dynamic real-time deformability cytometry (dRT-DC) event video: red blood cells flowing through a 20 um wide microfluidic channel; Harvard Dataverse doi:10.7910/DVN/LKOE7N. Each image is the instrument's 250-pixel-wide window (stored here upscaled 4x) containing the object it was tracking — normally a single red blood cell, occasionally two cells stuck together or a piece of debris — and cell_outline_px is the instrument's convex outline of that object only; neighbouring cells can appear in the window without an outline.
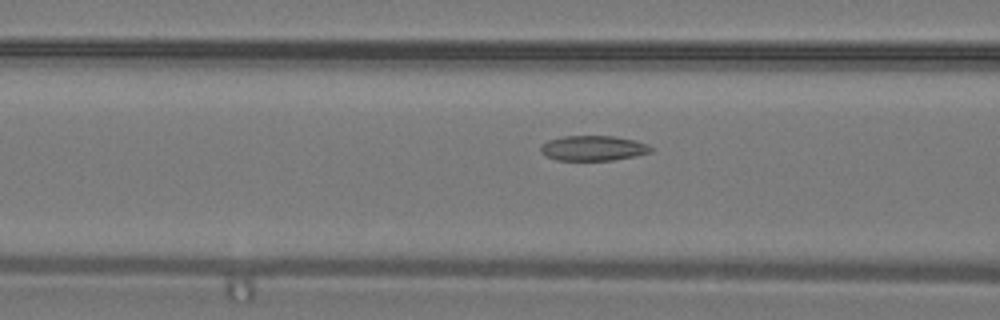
{"species": "common noctule bat (a hibernating species)", "species_latin": "Nyctalus noctula", "temperature_condition": "warm", "stored_images_in_passage": 25, "camera_frame_rate_fps": 3000, "um_per_image_px": 0.085, "animal": {"sex": "male", "body_mass_g": 19.2, "forearm_length_mm": 51.8}, "frame": {"image": 1, "passage_image": 11, "time_ms": 3.333, "image_size_px": [1000, 320], "cell_outline_px": [[652, 152], [636, 156], [612, 160], [556, 160], [544, 156], [540, 152], [540, 144], [548, 140], [564, 136], [612, 136], [636, 140], [652, 148]], "centroid_in_image_um": [50.37, 12.6], "position_along_channel_um": 116.2, "area_um2": 16.18}}
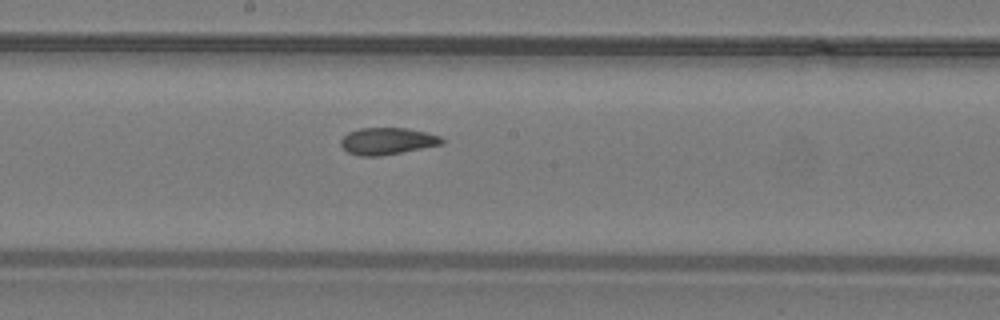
{"frame": {"image": 2, "passage_image": 18, "time_ms": 5.667, "image_size_px": [1000, 320], "cell_outline_px": [[444, 144], [380, 156], [360, 156], [348, 152], [340, 144], [340, 140], [348, 132], [360, 128], [408, 128], [440, 136], [444, 140]], "centroid_in_image_um": [32.91, 11.99], "position_along_channel_um": 215.3, "area_um2": 15.78}}
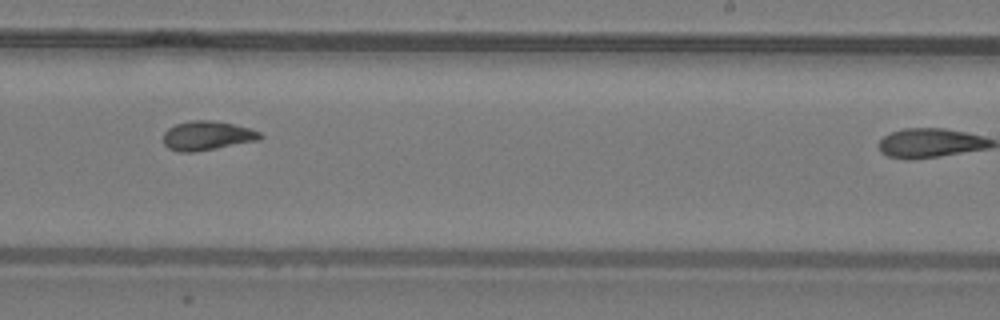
{"frame": {"image": 3, "passage_image": 22, "time_ms": 7.0, "image_size_px": [1000, 320], "cell_outline_px": [[264, 136], [260, 140], [216, 148], [192, 152], [180, 152], [168, 148], [164, 144], [164, 132], [168, 128], [176, 124], [192, 120], [212, 120], [232, 124], [248, 128], [260, 132]], "centroid_in_image_um": [17.61, 11.53], "position_along_channel_um": 271.4, "area_um2": 16.36}}